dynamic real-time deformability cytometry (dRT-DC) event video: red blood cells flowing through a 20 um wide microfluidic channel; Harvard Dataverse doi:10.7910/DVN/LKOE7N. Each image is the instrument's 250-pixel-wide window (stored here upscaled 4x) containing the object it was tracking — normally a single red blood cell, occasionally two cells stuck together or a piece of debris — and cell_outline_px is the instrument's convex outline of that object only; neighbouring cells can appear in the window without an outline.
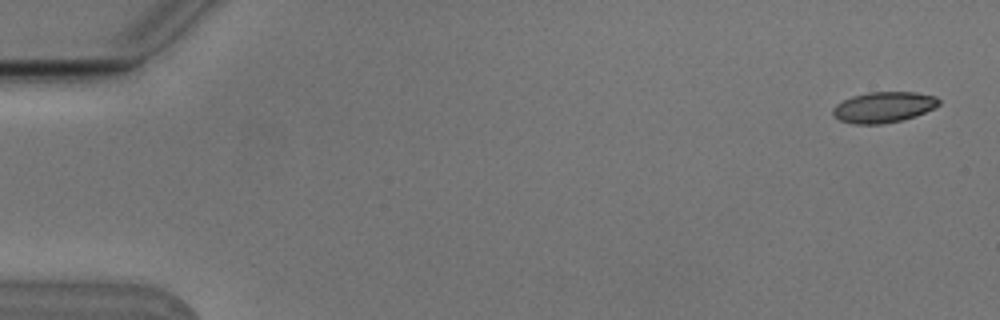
{"species": "Egyptian fruit bat (a non-hibernating species)", "species_latin": "Rousettus aegyptiacus", "temperature_condition": "cold", "stored_images_in_passage": 5, "camera_frame_rate_fps": 3000, "um_per_image_px": 0.085, "animal": {"sex": "male"}, "frame": {"image": 1, "passage_image": 1, "time_ms": 0.0, "image_size_px": [1000, 320], "cell_outline_px": [[940, 104], [916, 116], [900, 120], [880, 124], [852, 124], [840, 120], [832, 116], [832, 108], [836, 104], [852, 96], [868, 92], [916, 92], [936, 96], [940, 100]], "centroid_in_image_um": [75.07, 9.11], "position_along_channel_um": 9.9, "area_um2": 19.02}}